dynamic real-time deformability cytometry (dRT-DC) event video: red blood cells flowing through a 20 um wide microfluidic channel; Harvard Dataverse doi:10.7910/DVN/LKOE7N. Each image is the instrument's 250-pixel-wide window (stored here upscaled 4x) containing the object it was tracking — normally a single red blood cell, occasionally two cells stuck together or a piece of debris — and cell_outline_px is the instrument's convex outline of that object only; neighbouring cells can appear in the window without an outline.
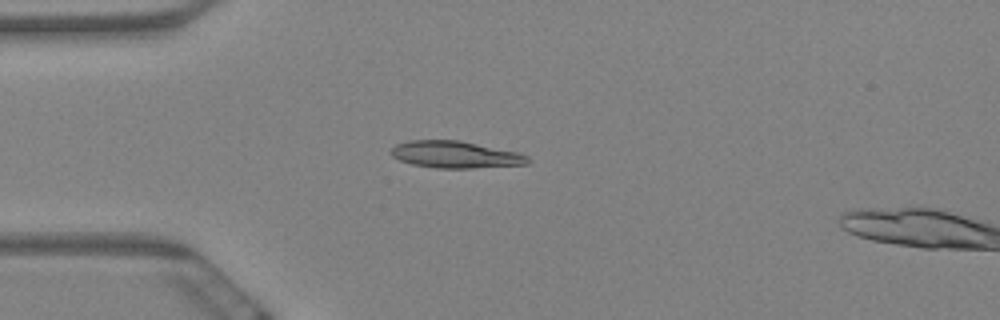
{"species": "Egyptian fruit bat (a non-hibernating species)", "species_latin": "Rousettus aegyptiacus", "temperature_condition": "warm", "stored_images_in_passage": 4, "camera_frame_rate_fps": 3000, "um_per_image_px": 0.085, "animal": {"sex": "female"}, "frame": {"image": 1, "passage_image": 3, "time_ms": 0.667, "image_size_px": [1000, 320], "cell_outline_px": [[532, 160], [528, 164], [472, 168], [436, 168], [412, 164], [400, 160], [392, 156], [388, 152], [396, 144], [408, 140], [460, 140], [516, 152], [528, 156]], "centroid_in_image_um": [38.69, 13.14], "position_along_channel_um": 46.3, "area_um2": 21.5}}